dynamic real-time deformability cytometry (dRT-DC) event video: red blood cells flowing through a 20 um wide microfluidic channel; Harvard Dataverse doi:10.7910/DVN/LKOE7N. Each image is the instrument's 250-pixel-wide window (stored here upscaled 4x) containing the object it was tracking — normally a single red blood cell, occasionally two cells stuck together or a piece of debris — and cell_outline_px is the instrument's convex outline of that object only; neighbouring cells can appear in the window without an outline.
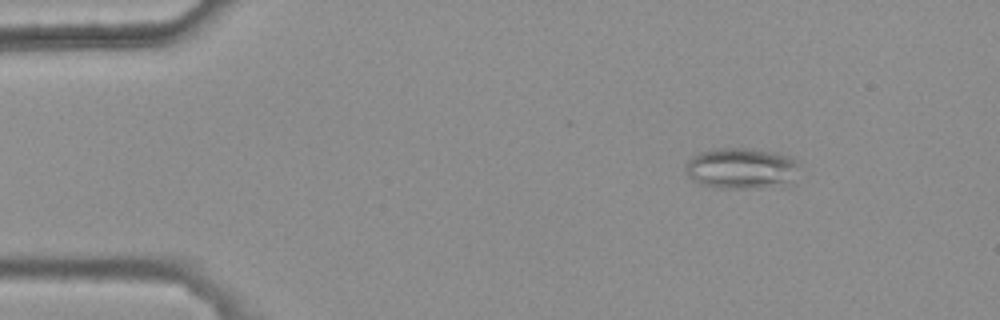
{"species": "common noctule bat (a hibernating species)", "species_latin": "Nyctalus noctula", "temperature_condition": "warm", "stored_images_in_passage": 12, "camera_frame_rate_fps": 3000, "um_per_image_px": 0.085, "animal": {"sex": "female", "body_mass_g": 25.1}, "frame": {"image": 1, "passage_image": 6, "time_ms": 1.667, "image_size_px": [1000, 320], "cell_outline_px": [[796, 164], [788, 188], [716, 188], [700, 184], [692, 180], [688, 176], [684, 168], [684, 164], [692, 156], [700, 152], [712, 148], [748, 148], [776, 152], [792, 156], [796, 160]], "centroid_in_image_um": [62.98, 14.32], "position_along_channel_um": 22.0, "area_um2": 27.74}}